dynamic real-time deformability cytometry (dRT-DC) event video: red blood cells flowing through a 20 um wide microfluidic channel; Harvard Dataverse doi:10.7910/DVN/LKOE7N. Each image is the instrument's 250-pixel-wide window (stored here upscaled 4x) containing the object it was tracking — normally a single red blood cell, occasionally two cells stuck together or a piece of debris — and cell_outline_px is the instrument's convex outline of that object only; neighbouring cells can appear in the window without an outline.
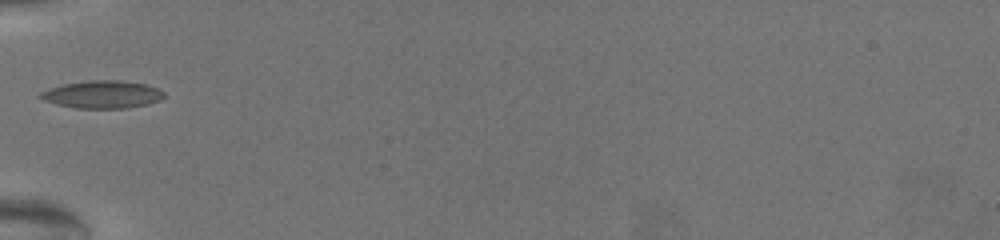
{"species": "common noctule bat (a hibernating species)", "species_latin": "Nyctalus noctula", "temperature_condition": "warm", "stored_images_in_passage": 7, "camera_frame_rate_fps": 3000, "um_per_image_px": 0.085, "animal": {"sex": "female", "body_mass_g": 19.5, "forearm_length_mm": 54.1}, "frame": {"image": 1, "passage_image": 1, "time_ms": 0.0, "image_size_px": [1000, 240], "cell_outline_px": [[164, 96], [160, 100], [148, 104], [124, 108], [76, 108], [56, 104], [44, 100], [36, 96], [40, 92], [64, 84], [88, 80], [120, 80], [144, 84], [156, 88], [164, 92]], "centroid_in_image_um": [8.68, 8.03], "position_along_channel_um": 76.3, "area_um2": 19.77}}